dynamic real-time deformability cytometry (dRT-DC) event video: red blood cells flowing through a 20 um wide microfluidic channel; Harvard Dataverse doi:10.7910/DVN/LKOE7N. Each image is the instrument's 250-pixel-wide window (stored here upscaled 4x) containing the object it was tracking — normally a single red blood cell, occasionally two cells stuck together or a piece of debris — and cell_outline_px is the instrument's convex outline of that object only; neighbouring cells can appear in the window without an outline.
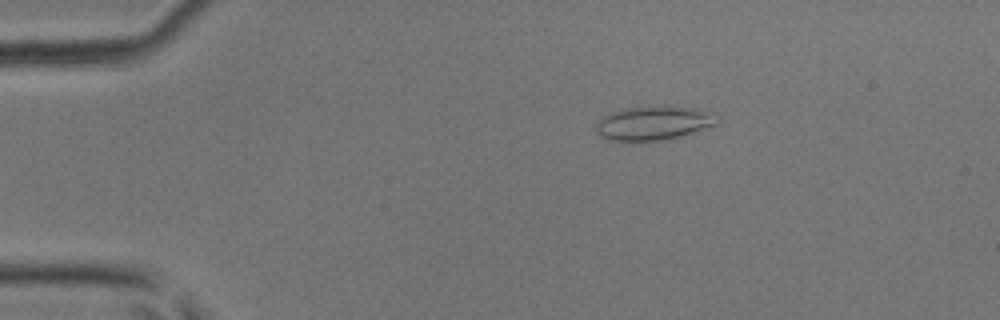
{"species": "common noctule bat (a hibernating species)", "species_latin": "Nyctalus noctula", "temperature_condition": "room temperature", "stored_images_in_passage": 44, "camera_frame_rate_fps": 3000, "um_per_image_px": 0.085, "animal": {"sex": "male", "body_mass_g": 17.9, "forearm_length_mm": 54.2}, "frame": {"image": 1, "passage_image": 6, "time_ms": 1.667, "image_size_px": [1000, 320], "cell_outline_px": [[720, 116], [716, 124], [668, 140], [612, 140], [600, 136], [596, 132], [596, 124], [600, 116], [620, 108], [656, 104], [696, 108], [712, 112]], "centroid_in_image_um": [55.54, 10.41], "position_along_channel_um": 29.5, "area_um2": 24.57}}
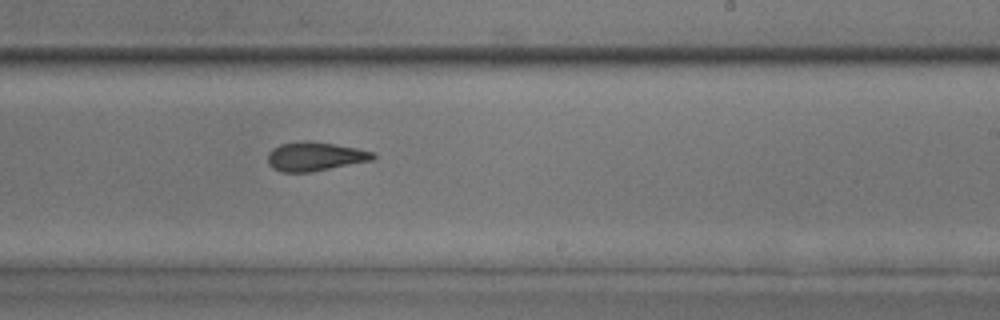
{"frame": {"image": 2, "passage_image": 26, "time_ms": 8.333, "image_size_px": [1000, 320], "cell_outline_px": [[376, 160], [312, 172], [280, 172], [272, 168], [268, 164], [268, 152], [272, 148], [280, 144], [304, 140], [312, 140], [336, 144], [376, 152]], "centroid_in_image_um": [26.8, 13.3], "position_along_channel_um": 262.2, "area_um2": 18.26}}
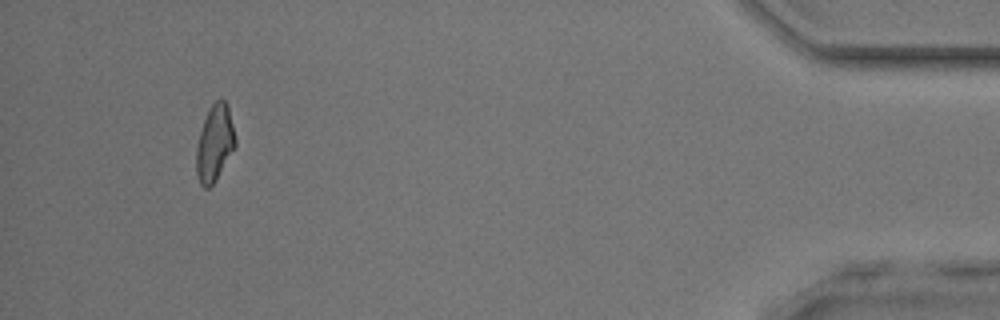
{"frame": {"image": 3, "passage_image": 41, "time_ms": 13.333, "image_size_px": [1000, 320], "cell_outline_px": [[236, 144], [212, 184], [208, 188], [204, 188], [200, 184], [196, 172], [196, 148], [200, 132], [204, 120], [212, 104], [216, 100], [224, 100], [228, 108], [236, 140]], "centroid_in_image_um": [18.22, 12.18], "position_along_channel_um": 417.0, "area_um2": 16.7}}